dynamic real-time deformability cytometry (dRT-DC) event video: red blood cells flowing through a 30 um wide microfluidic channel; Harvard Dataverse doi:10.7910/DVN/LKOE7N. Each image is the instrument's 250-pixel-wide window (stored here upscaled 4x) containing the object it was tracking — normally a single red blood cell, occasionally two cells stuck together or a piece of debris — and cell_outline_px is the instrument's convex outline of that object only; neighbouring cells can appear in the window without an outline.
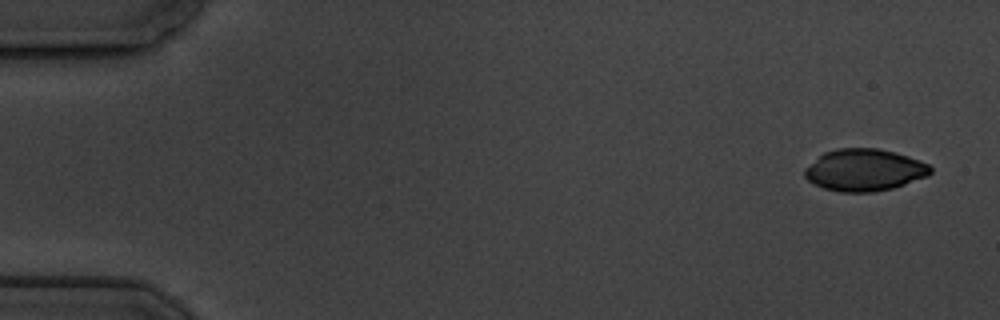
{"species": "common noctule bat (a hibernating species)", "species_latin": "Nyctalus noctula", "temperature_condition": "cold", "stored_images_in_passage": 5, "camera_frame_rate_fps": 3000, "um_per_image_px": 0.085, "animal": {"sex": "male", "body_mass_g": 19.5, "forearm_length_mm": 54.6}, "frame": {"image": 1, "passage_image": 1, "time_ms": 0.0, "image_size_px": [1000, 320], "cell_outline_px": [[932, 172], [928, 176], [892, 188], [876, 192], [840, 192], [824, 188], [808, 180], [804, 176], [804, 168], [824, 152], [836, 148], [880, 148], [896, 152], [920, 160], [928, 164], [932, 168]], "centroid_in_image_um": [73.48, 14.44], "position_along_channel_um": 11.5, "area_um2": 30.92}}